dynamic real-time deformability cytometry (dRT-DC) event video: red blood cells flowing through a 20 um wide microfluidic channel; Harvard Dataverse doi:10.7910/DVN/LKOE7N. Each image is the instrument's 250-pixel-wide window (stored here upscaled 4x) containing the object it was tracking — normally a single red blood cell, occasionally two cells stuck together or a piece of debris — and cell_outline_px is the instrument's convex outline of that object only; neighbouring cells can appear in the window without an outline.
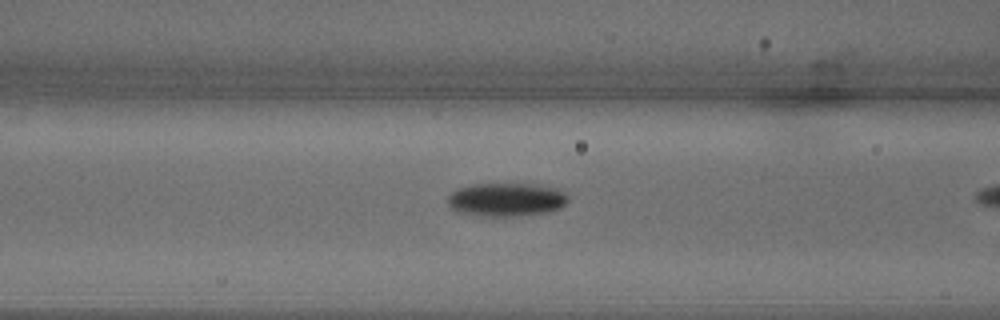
{"species": "common noctule bat (a hibernating species)", "species_latin": "Nyctalus noctula", "temperature_condition": "warm", "stored_images_in_passage": 5, "camera_frame_rate_fps": 3000, "um_per_image_px": 0.085, "animal": {"sex": "male", "body_mass_g": 18.8}, "frame": {"image": 1, "passage_image": 4, "time_ms": 1.0, "image_size_px": [1000, 320], "cell_outline_px": [[568, 200], [560, 208], [548, 212], [520, 216], [484, 216], [456, 212], [448, 204], [448, 196], [456, 188], [472, 184], [536, 184], [556, 188], [564, 192], [568, 196]], "centroid_in_image_um": [43.03, 16.96], "position_along_channel_um": 123.6, "area_um2": 23.64}}